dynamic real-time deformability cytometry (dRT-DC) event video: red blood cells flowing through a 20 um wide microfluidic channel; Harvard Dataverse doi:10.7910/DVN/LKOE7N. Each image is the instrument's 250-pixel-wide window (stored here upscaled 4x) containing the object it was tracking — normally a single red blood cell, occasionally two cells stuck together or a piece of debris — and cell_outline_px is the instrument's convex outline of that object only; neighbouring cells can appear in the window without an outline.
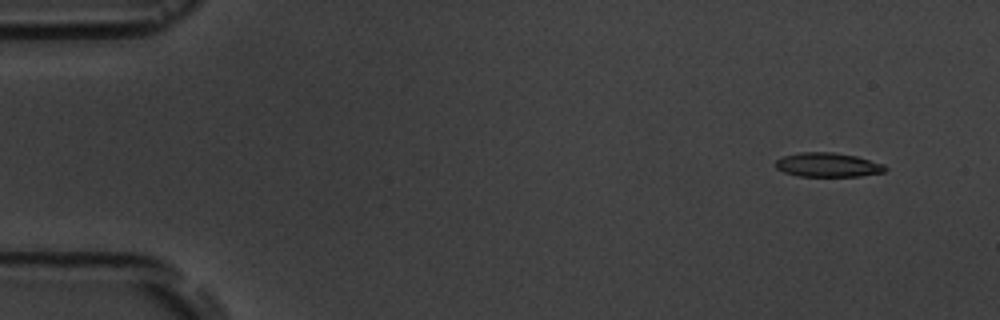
{"species": "common noctule bat (a hibernating species)", "species_latin": "Nyctalus noctula", "temperature_condition": "room temperature", "stored_images_in_passage": 7, "camera_frame_rate_fps": 3000, "um_per_image_px": 0.085, "animal": {"sex": "male", "body_mass_g": 19.5, "forearm_length_mm": 54.6}, "frame": {"image": 1, "passage_image": 2, "time_ms": 1.0, "image_size_px": [1000, 320], "cell_outline_px": [[888, 168], [884, 172], [860, 176], [800, 176], [784, 172], [776, 168], [776, 160], [784, 156], [800, 152], [832, 152], [856, 156], [884, 164]], "centroid_in_image_um": [70.38, 14.01], "position_along_channel_um": 14.6, "area_um2": 15.37}}
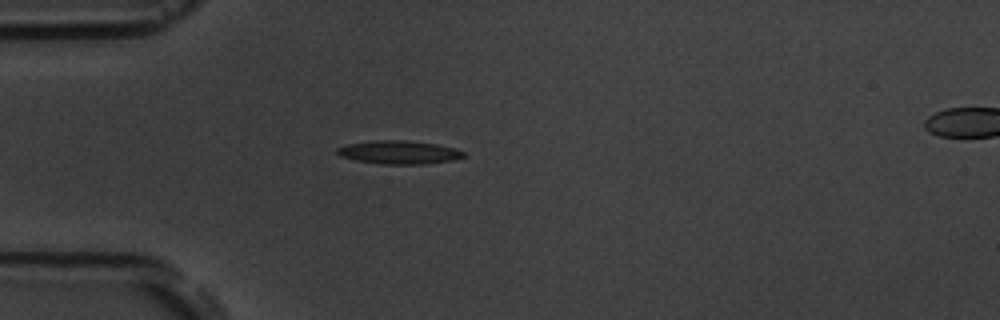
{"frame": {"image": 2, "passage_image": 5, "time_ms": 4.667, "image_size_px": [1000, 320], "cell_outline_px": [[468, 156], [452, 160], [428, 164], [380, 164], [356, 160], [340, 156], [336, 152], [336, 148], [348, 144], [372, 140], [404, 140], [436, 144], [452, 148], [464, 152]], "centroid_in_image_um": [33.91, 12.95], "position_along_channel_um": 51.1, "area_um2": 17.22}}
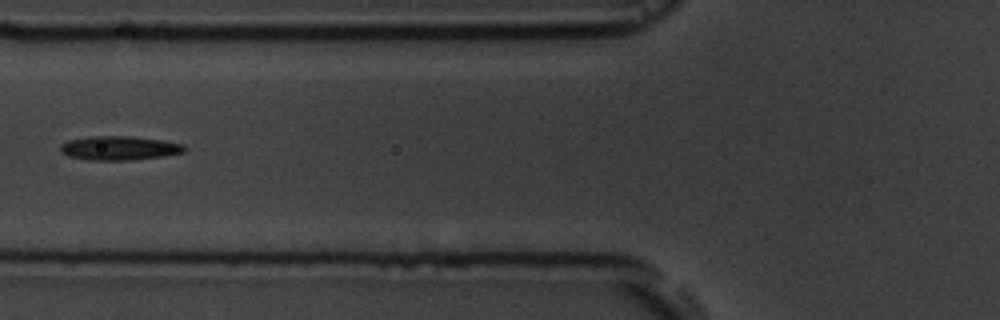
{"frame": {"image": 3, "passage_image": 7, "time_ms": 6.667, "image_size_px": [1000, 320], "cell_outline_px": [[188, 148], [184, 152], [160, 156], [132, 160], [88, 160], [68, 156], [60, 152], [60, 144], [68, 140], [88, 136], [128, 136], [164, 140], [184, 144]], "centroid_in_image_um": [10.12, 12.58], "position_along_channel_um": 115.7, "area_um2": 17.51}}